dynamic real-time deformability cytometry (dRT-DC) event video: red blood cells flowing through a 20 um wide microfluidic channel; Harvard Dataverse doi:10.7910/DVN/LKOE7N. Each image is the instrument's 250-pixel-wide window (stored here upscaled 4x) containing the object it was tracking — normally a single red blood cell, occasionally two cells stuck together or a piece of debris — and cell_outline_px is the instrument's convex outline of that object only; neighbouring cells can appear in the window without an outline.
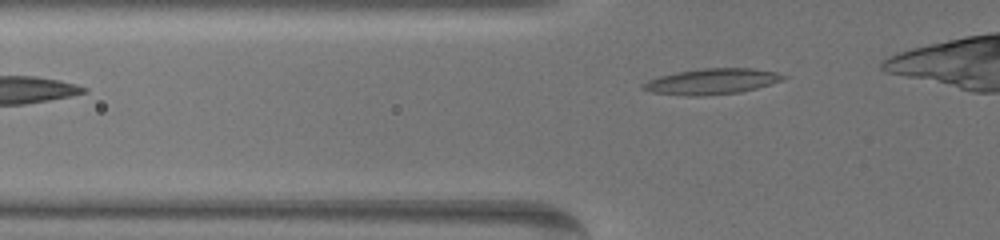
{"species": "common noctule bat (a hibernating species)", "species_latin": "Nyctalus noctula", "temperature_condition": "warm", "stored_images_in_passage": 36, "camera_frame_rate_fps": 3000, "um_per_image_px": 0.085, "animal": {"sex": "female", "body_mass_g": 19.5, "forearm_length_mm": 54.1}, "frame": {"image": 1, "passage_image": 4, "time_ms": 1.0, "image_size_px": [1000, 240], "cell_outline_px": [[788, 76], [784, 80], [756, 88], [740, 92], [704, 96], [688, 96], [652, 92], [644, 88], [640, 84], [648, 80], [660, 76], [680, 72], [704, 68], [752, 68], [776, 72]], "centroid_in_image_um": [60.54, 6.92], "position_along_channel_um": 65.3, "area_um2": 20.87}}
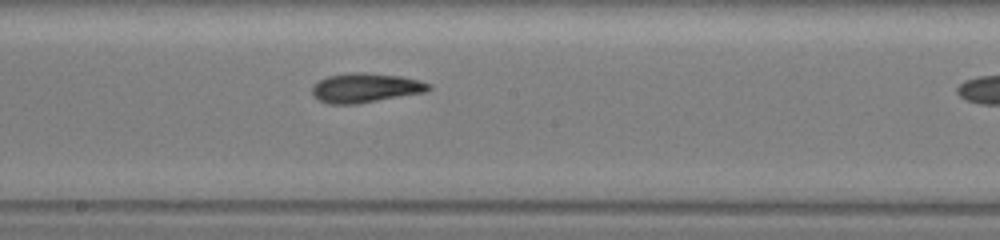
{"frame": {"image": 2, "passage_image": 18, "time_ms": 5.667, "image_size_px": [1000, 240], "cell_outline_px": [[432, 88], [424, 92], [356, 104], [328, 104], [320, 100], [312, 92], [312, 88], [320, 80], [328, 76], [352, 72], [364, 72], [400, 76], [420, 80], [432, 84]], "centroid_in_image_um": [31.1, 7.46], "position_along_channel_um": 217.1, "area_um2": 19.77}}
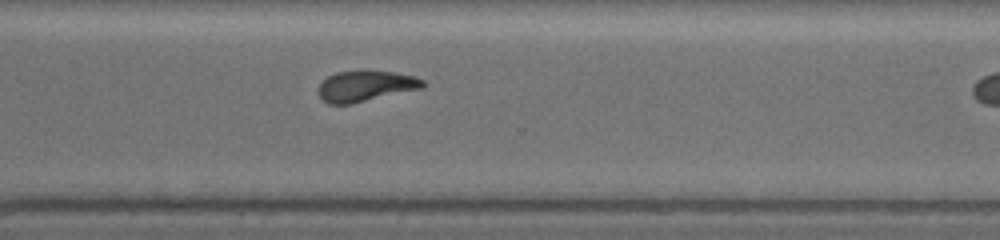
{"frame": {"image": 3, "passage_image": 29, "time_ms": 9.333, "image_size_px": [1000, 240], "cell_outline_px": [[424, 88], [352, 104], [328, 104], [320, 96], [320, 84], [328, 76], [336, 72], [396, 72], [416, 76], [424, 80]], "centroid_in_image_um": [31.13, 7.33], "position_along_channel_um": 339.5, "area_um2": 18.44}}